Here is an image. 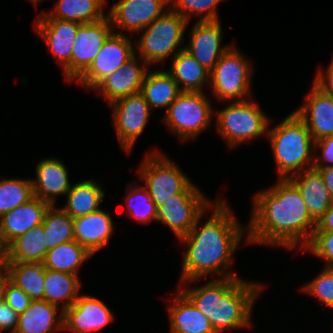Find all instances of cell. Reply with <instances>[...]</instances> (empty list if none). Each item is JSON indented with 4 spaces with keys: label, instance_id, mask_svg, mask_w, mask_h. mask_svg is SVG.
Listing matches in <instances>:
<instances>
[{
    "label": "cell",
    "instance_id": "cell-39",
    "mask_svg": "<svg viewBox=\"0 0 333 333\" xmlns=\"http://www.w3.org/2000/svg\"><path fill=\"white\" fill-rule=\"evenodd\" d=\"M304 248L328 261L327 268H333V231L313 232Z\"/></svg>",
    "mask_w": 333,
    "mask_h": 333
},
{
    "label": "cell",
    "instance_id": "cell-42",
    "mask_svg": "<svg viewBox=\"0 0 333 333\" xmlns=\"http://www.w3.org/2000/svg\"><path fill=\"white\" fill-rule=\"evenodd\" d=\"M313 147L320 146L322 148V159L332 164L329 165H322L320 162H318L319 158L314 160V163H312L313 167H326V166H333V135L326 136L324 138H321L314 142Z\"/></svg>",
    "mask_w": 333,
    "mask_h": 333
},
{
    "label": "cell",
    "instance_id": "cell-25",
    "mask_svg": "<svg viewBox=\"0 0 333 333\" xmlns=\"http://www.w3.org/2000/svg\"><path fill=\"white\" fill-rule=\"evenodd\" d=\"M77 276L78 275L46 269L44 300L54 305H57L61 300L63 301L65 299L66 301L56 323V329L63 328V311L73 305L79 297L77 293L81 284Z\"/></svg>",
    "mask_w": 333,
    "mask_h": 333
},
{
    "label": "cell",
    "instance_id": "cell-29",
    "mask_svg": "<svg viewBox=\"0 0 333 333\" xmlns=\"http://www.w3.org/2000/svg\"><path fill=\"white\" fill-rule=\"evenodd\" d=\"M140 93L151 107H167L181 93L177 83L168 72L158 71L146 74Z\"/></svg>",
    "mask_w": 333,
    "mask_h": 333
},
{
    "label": "cell",
    "instance_id": "cell-7",
    "mask_svg": "<svg viewBox=\"0 0 333 333\" xmlns=\"http://www.w3.org/2000/svg\"><path fill=\"white\" fill-rule=\"evenodd\" d=\"M218 132L232 147L263 134L268 119L255 103L238 101L218 112Z\"/></svg>",
    "mask_w": 333,
    "mask_h": 333
},
{
    "label": "cell",
    "instance_id": "cell-31",
    "mask_svg": "<svg viewBox=\"0 0 333 333\" xmlns=\"http://www.w3.org/2000/svg\"><path fill=\"white\" fill-rule=\"evenodd\" d=\"M104 2L105 0H59L55 13L51 12L40 18H57L81 24L93 23L106 18L102 11Z\"/></svg>",
    "mask_w": 333,
    "mask_h": 333
},
{
    "label": "cell",
    "instance_id": "cell-37",
    "mask_svg": "<svg viewBox=\"0 0 333 333\" xmlns=\"http://www.w3.org/2000/svg\"><path fill=\"white\" fill-rule=\"evenodd\" d=\"M221 0H173V10L188 21L189 13L206 14L201 16L199 22L219 21L215 6ZM188 11V12H187ZM205 12V13H204Z\"/></svg>",
    "mask_w": 333,
    "mask_h": 333
},
{
    "label": "cell",
    "instance_id": "cell-27",
    "mask_svg": "<svg viewBox=\"0 0 333 333\" xmlns=\"http://www.w3.org/2000/svg\"><path fill=\"white\" fill-rule=\"evenodd\" d=\"M175 301L178 304L169 307L171 333H216L210 320L182 292Z\"/></svg>",
    "mask_w": 333,
    "mask_h": 333
},
{
    "label": "cell",
    "instance_id": "cell-21",
    "mask_svg": "<svg viewBox=\"0 0 333 333\" xmlns=\"http://www.w3.org/2000/svg\"><path fill=\"white\" fill-rule=\"evenodd\" d=\"M74 240L92 255L107 244L113 232L110 213L99 209L89 215L73 219Z\"/></svg>",
    "mask_w": 333,
    "mask_h": 333
},
{
    "label": "cell",
    "instance_id": "cell-23",
    "mask_svg": "<svg viewBox=\"0 0 333 333\" xmlns=\"http://www.w3.org/2000/svg\"><path fill=\"white\" fill-rule=\"evenodd\" d=\"M289 176L288 179L298 188L303 201L306 204L308 213L317 223L318 220L330 207L333 199L324 184L323 177L313 165L305 171L304 177Z\"/></svg>",
    "mask_w": 333,
    "mask_h": 333
},
{
    "label": "cell",
    "instance_id": "cell-19",
    "mask_svg": "<svg viewBox=\"0 0 333 333\" xmlns=\"http://www.w3.org/2000/svg\"><path fill=\"white\" fill-rule=\"evenodd\" d=\"M49 206L48 202L34 196L28 202L0 217L1 235L5 244L8 246L14 239L32 227L42 224Z\"/></svg>",
    "mask_w": 333,
    "mask_h": 333
},
{
    "label": "cell",
    "instance_id": "cell-28",
    "mask_svg": "<svg viewBox=\"0 0 333 333\" xmlns=\"http://www.w3.org/2000/svg\"><path fill=\"white\" fill-rule=\"evenodd\" d=\"M9 281L22 289L32 301L44 300L46 268L43 263H4Z\"/></svg>",
    "mask_w": 333,
    "mask_h": 333
},
{
    "label": "cell",
    "instance_id": "cell-34",
    "mask_svg": "<svg viewBox=\"0 0 333 333\" xmlns=\"http://www.w3.org/2000/svg\"><path fill=\"white\" fill-rule=\"evenodd\" d=\"M48 250L74 240V222L63 209H55L50 205L46 210L43 223Z\"/></svg>",
    "mask_w": 333,
    "mask_h": 333
},
{
    "label": "cell",
    "instance_id": "cell-41",
    "mask_svg": "<svg viewBox=\"0 0 333 333\" xmlns=\"http://www.w3.org/2000/svg\"><path fill=\"white\" fill-rule=\"evenodd\" d=\"M19 314L5 301L0 304V331L11 329L14 333L17 327Z\"/></svg>",
    "mask_w": 333,
    "mask_h": 333
},
{
    "label": "cell",
    "instance_id": "cell-33",
    "mask_svg": "<svg viewBox=\"0 0 333 333\" xmlns=\"http://www.w3.org/2000/svg\"><path fill=\"white\" fill-rule=\"evenodd\" d=\"M57 305L45 300L31 301L29 307L19 314L14 333H50L54 327Z\"/></svg>",
    "mask_w": 333,
    "mask_h": 333
},
{
    "label": "cell",
    "instance_id": "cell-5",
    "mask_svg": "<svg viewBox=\"0 0 333 333\" xmlns=\"http://www.w3.org/2000/svg\"><path fill=\"white\" fill-rule=\"evenodd\" d=\"M140 169L157 210L176 194H201L190 179L167 158L157 152L147 157Z\"/></svg>",
    "mask_w": 333,
    "mask_h": 333
},
{
    "label": "cell",
    "instance_id": "cell-16",
    "mask_svg": "<svg viewBox=\"0 0 333 333\" xmlns=\"http://www.w3.org/2000/svg\"><path fill=\"white\" fill-rule=\"evenodd\" d=\"M38 32L45 39L57 60L63 64L65 77L71 81V54L77 30L81 23L67 22L57 18H39Z\"/></svg>",
    "mask_w": 333,
    "mask_h": 333
},
{
    "label": "cell",
    "instance_id": "cell-10",
    "mask_svg": "<svg viewBox=\"0 0 333 333\" xmlns=\"http://www.w3.org/2000/svg\"><path fill=\"white\" fill-rule=\"evenodd\" d=\"M135 55L128 38L121 33H112L104 42L94 61L77 78L88 88H94L107 75L122 67Z\"/></svg>",
    "mask_w": 333,
    "mask_h": 333
},
{
    "label": "cell",
    "instance_id": "cell-38",
    "mask_svg": "<svg viewBox=\"0 0 333 333\" xmlns=\"http://www.w3.org/2000/svg\"><path fill=\"white\" fill-rule=\"evenodd\" d=\"M305 290L319 298L321 303L333 307V268H325L312 282L305 286Z\"/></svg>",
    "mask_w": 333,
    "mask_h": 333
},
{
    "label": "cell",
    "instance_id": "cell-40",
    "mask_svg": "<svg viewBox=\"0 0 333 333\" xmlns=\"http://www.w3.org/2000/svg\"><path fill=\"white\" fill-rule=\"evenodd\" d=\"M4 301L18 314L23 313L30 305L31 299L20 288L9 280L6 282Z\"/></svg>",
    "mask_w": 333,
    "mask_h": 333
},
{
    "label": "cell",
    "instance_id": "cell-45",
    "mask_svg": "<svg viewBox=\"0 0 333 333\" xmlns=\"http://www.w3.org/2000/svg\"><path fill=\"white\" fill-rule=\"evenodd\" d=\"M313 168L317 169L322 175L324 184L326 185L333 199V166L313 167Z\"/></svg>",
    "mask_w": 333,
    "mask_h": 333
},
{
    "label": "cell",
    "instance_id": "cell-36",
    "mask_svg": "<svg viewBox=\"0 0 333 333\" xmlns=\"http://www.w3.org/2000/svg\"><path fill=\"white\" fill-rule=\"evenodd\" d=\"M127 197L128 211L135 219L147 223L153 219L157 220V208L151 200L149 192L145 187L132 189Z\"/></svg>",
    "mask_w": 333,
    "mask_h": 333
},
{
    "label": "cell",
    "instance_id": "cell-30",
    "mask_svg": "<svg viewBox=\"0 0 333 333\" xmlns=\"http://www.w3.org/2000/svg\"><path fill=\"white\" fill-rule=\"evenodd\" d=\"M67 197L68 204L62 209L75 219L99 210L98 206L104 197V192L92 180H85L72 185Z\"/></svg>",
    "mask_w": 333,
    "mask_h": 333
},
{
    "label": "cell",
    "instance_id": "cell-46",
    "mask_svg": "<svg viewBox=\"0 0 333 333\" xmlns=\"http://www.w3.org/2000/svg\"><path fill=\"white\" fill-rule=\"evenodd\" d=\"M4 270L3 266L0 267V304L4 302L5 286L6 282L9 280L8 275L5 271V274L2 273Z\"/></svg>",
    "mask_w": 333,
    "mask_h": 333
},
{
    "label": "cell",
    "instance_id": "cell-3",
    "mask_svg": "<svg viewBox=\"0 0 333 333\" xmlns=\"http://www.w3.org/2000/svg\"><path fill=\"white\" fill-rule=\"evenodd\" d=\"M259 286L243 282L234 275L213 280L202 288L181 292L209 320L216 333L224 328L248 326L251 308L258 295Z\"/></svg>",
    "mask_w": 333,
    "mask_h": 333
},
{
    "label": "cell",
    "instance_id": "cell-4",
    "mask_svg": "<svg viewBox=\"0 0 333 333\" xmlns=\"http://www.w3.org/2000/svg\"><path fill=\"white\" fill-rule=\"evenodd\" d=\"M268 132L278 166L280 179H287L291 171L300 172L305 163L311 159V141L307 126L300 117L292 112L286 119ZM300 168V169H299Z\"/></svg>",
    "mask_w": 333,
    "mask_h": 333
},
{
    "label": "cell",
    "instance_id": "cell-44",
    "mask_svg": "<svg viewBox=\"0 0 333 333\" xmlns=\"http://www.w3.org/2000/svg\"><path fill=\"white\" fill-rule=\"evenodd\" d=\"M333 231V202L316 223L314 232H329Z\"/></svg>",
    "mask_w": 333,
    "mask_h": 333
},
{
    "label": "cell",
    "instance_id": "cell-47",
    "mask_svg": "<svg viewBox=\"0 0 333 333\" xmlns=\"http://www.w3.org/2000/svg\"><path fill=\"white\" fill-rule=\"evenodd\" d=\"M6 257H7V245L5 244L2 238L1 229H0V266L4 265Z\"/></svg>",
    "mask_w": 333,
    "mask_h": 333
},
{
    "label": "cell",
    "instance_id": "cell-20",
    "mask_svg": "<svg viewBox=\"0 0 333 333\" xmlns=\"http://www.w3.org/2000/svg\"><path fill=\"white\" fill-rule=\"evenodd\" d=\"M136 63L134 55L117 71L102 79L94 89L99 88L110 104L128 95L140 93L147 72Z\"/></svg>",
    "mask_w": 333,
    "mask_h": 333
},
{
    "label": "cell",
    "instance_id": "cell-18",
    "mask_svg": "<svg viewBox=\"0 0 333 333\" xmlns=\"http://www.w3.org/2000/svg\"><path fill=\"white\" fill-rule=\"evenodd\" d=\"M220 21L197 22L191 31V41L185 49L206 69L211 71L220 57L230 48L220 47Z\"/></svg>",
    "mask_w": 333,
    "mask_h": 333
},
{
    "label": "cell",
    "instance_id": "cell-26",
    "mask_svg": "<svg viewBox=\"0 0 333 333\" xmlns=\"http://www.w3.org/2000/svg\"><path fill=\"white\" fill-rule=\"evenodd\" d=\"M174 53L171 71L168 73L178 87L180 84L184 85L180 91L202 92L201 86L210 80V71L202 66L184 47Z\"/></svg>",
    "mask_w": 333,
    "mask_h": 333
},
{
    "label": "cell",
    "instance_id": "cell-15",
    "mask_svg": "<svg viewBox=\"0 0 333 333\" xmlns=\"http://www.w3.org/2000/svg\"><path fill=\"white\" fill-rule=\"evenodd\" d=\"M171 0H120L110 10L108 17L115 26L129 31H143L160 17ZM163 11V12H162Z\"/></svg>",
    "mask_w": 333,
    "mask_h": 333
},
{
    "label": "cell",
    "instance_id": "cell-11",
    "mask_svg": "<svg viewBox=\"0 0 333 333\" xmlns=\"http://www.w3.org/2000/svg\"><path fill=\"white\" fill-rule=\"evenodd\" d=\"M111 105L119 142L129 152L147 124L150 105L141 93L128 95Z\"/></svg>",
    "mask_w": 333,
    "mask_h": 333
},
{
    "label": "cell",
    "instance_id": "cell-6",
    "mask_svg": "<svg viewBox=\"0 0 333 333\" xmlns=\"http://www.w3.org/2000/svg\"><path fill=\"white\" fill-rule=\"evenodd\" d=\"M171 10L143 29L145 31L137 43L143 62L162 61L180 46L187 21Z\"/></svg>",
    "mask_w": 333,
    "mask_h": 333
},
{
    "label": "cell",
    "instance_id": "cell-8",
    "mask_svg": "<svg viewBox=\"0 0 333 333\" xmlns=\"http://www.w3.org/2000/svg\"><path fill=\"white\" fill-rule=\"evenodd\" d=\"M210 105L203 92H181L167 109L164 120L181 139L192 138L209 126Z\"/></svg>",
    "mask_w": 333,
    "mask_h": 333
},
{
    "label": "cell",
    "instance_id": "cell-43",
    "mask_svg": "<svg viewBox=\"0 0 333 333\" xmlns=\"http://www.w3.org/2000/svg\"><path fill=\"white\" fill-rule=\"evenodd\" d=\"M319 73L320 74L315 78L314 83L325 93L333 96V60L328 67L327 73L324 74L325 76L321 72Z\"/></svg>",
    "mask_w": 333,
    "mask_h": 333
},
{
    "label": "cell",
    "instance_id": "cell-24",
    "mask_svg": "<svg viewBox=\"0 0 333 333\" xmlns=\"http://www.w3.org/2000/svg\"><path fill=\"white\" fill-rule=\"evenodd\" d=\"M47 253L46 235L42 224L32 227L7 246L4 263H43Z\"/></svg>",
    "mask_w": 333,
    "mask_h": 333
},
{
    "label": "cell",
    "instance_id": "cell-9",
    "mask_svg": "<svg viewBox=\"0 0 333 333\" xmlns=\"http://www.w3.org/2000/svg\"><path fill=\"white\" fill-rule=\"evenodd\" d=\"M250 67L249 62L231 46L210 71L213 93L222 100L240 98L244 101V96L250 92Z\"/></svg>",
    "mask_w": 333,
    "mask_h": 333
},
{
    "label": "cell",
    "instance_id": "cell-14",
    "mask_svg": "<svg viewBox=\"0 0 333 333\" xmlns=\"http://www.w3.org/2000/svg\"><path fill=\"white\" fill-rule=\"evenodd\" d=\"M113 314L102 301L90 296H80L63 311V329L75 333H88L101 329L111 322Z\"/></svg>",
    "mask_w": 333,
    "mask_h": 333
},
{
    "label": "cell",
    "instance_id": "cell-17",
    "mask_svg": "<svg viewBox=\"0 0 333 333\" xmlns=\"http://www.w3.org/2000/svg\"><path fill=\"white\" fill-rule=\"evenodd\" d=\"M307 98L308 103L294 113L307 126L314 142L333 135V96L325 93L314 83Z\"/></svg>",
    "mask_w": 333,
    "mask_h": 333
},
{
    "label": "cell",
    "instance_id": "cell-13",
    "mask_svg": "<svg viewBox=\"0 0 333 333\" xmlns=\"http://www.w3.org/2000/svg\"><path fill=\"white\" fill-rule=\"evenodd\" d=\"M109 17L93 22L82 23L75 37L71 54V80L78 78L94 61L104 42L112 34Z\"/></svg>",
    "mask_w": 333,
    "mask_h": 333
},
{
    "label": "cell",
    "instance_id": "cell-22",
    "mask_svg": "<svg viewBox=\"0 0 333 333\" xmlns=\"http://www.w3.org/2000/svg\"><path fill=\"white\" fill-rule=\"evenodd\" d=\"M38 181H32L34 196L54 205L53 196L67 194L71 189L65 165L55 159H44L36 168Z\"/></svg>",
    "mask_w": 333,
    "mask_h": 333
},
{
    "label": "cell",
    "instance_id": "cell-48",
    "mask_svg": "<svg viewBox=\"0 0 333 333\" xmlns=\"http://www.w3.org/2000/svg\"><path fill=\"white\" fill-rule=\"evenodd\" d=\"M31 1L36 4L40 0H31Z\"/></svg>",
    "mask_w": 333,
    "mask_h": 333
},
{
    "label": "cell",
    "instance_id": "cell-2",
    "mask_svg": "<svg viewBox=\"0 0 333 333\" xmlns=\"http://www.w3.org/2000/svg\"><path fill=\"white\" fill-rule=\"evenodd\" d=\"M199 219L190 232L180 238L189 244L183 259L181 281H195L211 272L225 273L244 234L223 201H217L211 218L197 230Z\"/></svg>",
    "mask_w": 333,
    "mask_h": 333
},
{
    "label": "cell",
    "instance_id": "cell-1",
    "mask_svg": "<svg viewBox=\"0 0 333 333\" xmlns=\"http://www.w3.org/2000/svg\"><path fill=\"white\" fill-rule=\"evenodd\" d=\"M248 242L293 248L301 238L310 241L316 222L308 213L298 188L287 178L254 198ZM313 228L311 231L307 229Z\"/></svg>",
    "mask_w": 333,
    "mask_h": 333
},
{
    "label": "cell",
    "instance_id": "cell-35",
    "mask_svg": "<svg viewBox=\"0 0 333 333\" xmlns=\"http://www.w3.org/2000/svg\"><path fill=\"white\" fill-rule=\"evenodd\" d=\"M34 197L31 180H0V217Z\"/></svg>",
    "mask_w": 333,
    "mask_h": 333
},
{
    "label": "cell",
    "instance_id": "cell-12",
    "mask_svg": "<svg viewBox=\"0 0 333 333\" xmlns=\"http://www.w3.org/2000/svg\"><path fill=\"white\" fill-rule=\"evenodd\" d=\"M207 206L203 194H176L157 210V220L169 225L181 238L190 232Z\"/></svg>",
    "mask_w": 333,
    "mask_h": 333
},
{
    "label": "cell",
    "instance_id": "cell-32",
    "mask_svg": "<svg viewBox=\"0 0 333 333\" xmlns=\"http://www.w3.org/2000/svg\"><path fill=\"white\" fill-rule=\"evenodd\" d=\"M92 254L75 240L60 244L46 253V269L77 275L78 267Z\"/></svg>",
    "mask_w": 333,
    "mask_h": 333
}]
</instances>
